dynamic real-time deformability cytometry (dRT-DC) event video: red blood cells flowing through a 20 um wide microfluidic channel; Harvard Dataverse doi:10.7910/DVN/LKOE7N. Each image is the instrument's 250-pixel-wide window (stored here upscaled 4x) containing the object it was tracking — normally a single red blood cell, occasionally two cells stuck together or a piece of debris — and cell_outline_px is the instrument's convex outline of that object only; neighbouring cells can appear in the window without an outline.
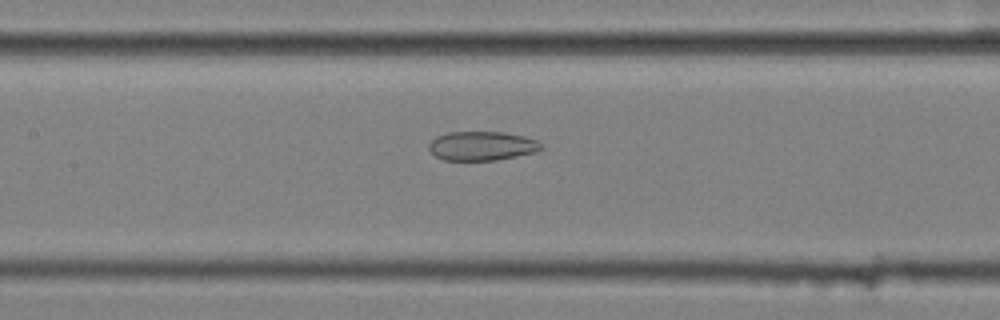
{"species": "common noctule bat (a hibernating species)", "species_latin": "Nyctalus noctula", "temperature_condition": "cold", "stored_images_in_passage": 6, "camera_frame_rate_fps": 3000, "um_per_image_px": 0.085, "animal": {"sex": "female", "body_mass_g": 25.1}, "frame": {"image": 1, "passage_image": 5, "time_ms": 1.333, "image_size_px": [1000, 320], "cell_outline_px": [[544, 148], [536, 152], [496, 160], [444, 160], [436, 156], [428, 148], [428, 144], [436, 136], [448, 132], [504, 132], [524, 136], [536, 140]], "centroid_in_image_um": [40.95, 12.4], "position_along_channel_um": 166.4, "area_um2": 19.02}}